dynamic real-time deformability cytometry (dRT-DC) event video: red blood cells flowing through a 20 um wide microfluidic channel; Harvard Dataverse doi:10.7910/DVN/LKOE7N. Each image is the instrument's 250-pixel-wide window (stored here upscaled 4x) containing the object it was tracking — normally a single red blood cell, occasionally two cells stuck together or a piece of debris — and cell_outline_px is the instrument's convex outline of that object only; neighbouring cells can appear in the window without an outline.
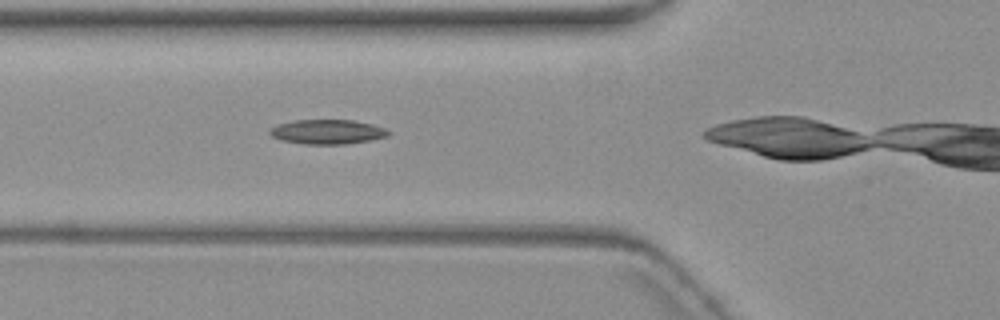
{"species": "common noctule bat (a hibernating species)", "species_latin": "Nyctalus noctula", "temperature_condition": "warm", "stored_images_in_passage": 4, "camera_frame_rate_fps": 3000, "um_per_image_px": 0.085, "animal": {"sex": "female", "body_mass_g": 19.3, "forearm_length_mm": 54.1}, "frame": {"image": 1, "passage_image": 4, "time_ms": 3.667, "image_size_px": [1000, 320], "cell_outline_px": [[392, 132], [388, 136], [348, 144], [304, 144], [280, 140], [272, 136], [268, 132], [272, 128], [280, 124], [292, 120], [352, 120], [372, 124], [384, 128]], "centroid_in_image_um": [27.83, 11.21], "position_along_channel_um": 98.0, "area_um2": 16.88}}